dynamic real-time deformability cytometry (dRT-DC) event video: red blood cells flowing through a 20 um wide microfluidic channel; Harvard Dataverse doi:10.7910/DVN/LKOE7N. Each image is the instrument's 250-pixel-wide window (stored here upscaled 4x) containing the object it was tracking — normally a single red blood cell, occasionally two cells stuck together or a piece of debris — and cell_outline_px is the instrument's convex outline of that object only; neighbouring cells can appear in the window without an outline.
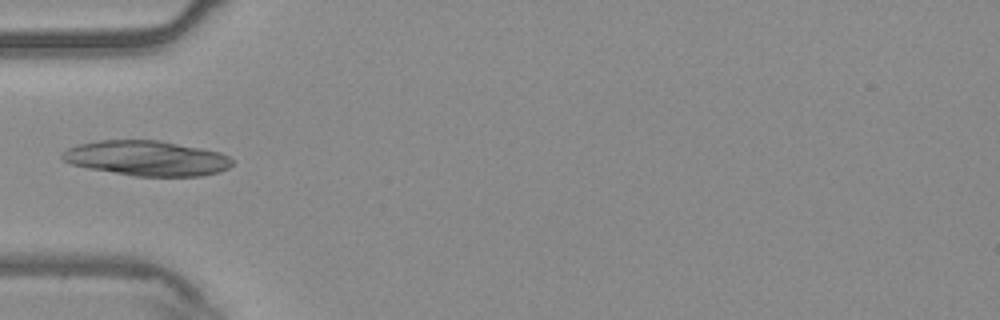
{"species": "common noctule bat (a hibernating species)", "species_latin": "Nyctalus noctula", "temperature_condition": "warm", "stored_images_in_passage": 5, "camera_frame_rate_fps": 3000, "um_per_image_px": 0.085, "animal": {"sex": "male", "body_mass_g": 20.4}, "frame": {"image": 1, "passage_image": 1, "time_ms": 0.0, "image_size_px": [1000, 320], "cell_outline_px": [[232, 164], [228, 168], [220, 172], [200, 176], [136, 176], [88, 168], [72, 164], [64, 160], [60, 156], [68, 148], [76, 144], [100, 140], [160, 140], [220, 152], [228, 156], [232, 160]], "centroid_in_image_um": [12.48, 13.44], "position_along_channel_um": 72.5, "area_um2": 34.62}}